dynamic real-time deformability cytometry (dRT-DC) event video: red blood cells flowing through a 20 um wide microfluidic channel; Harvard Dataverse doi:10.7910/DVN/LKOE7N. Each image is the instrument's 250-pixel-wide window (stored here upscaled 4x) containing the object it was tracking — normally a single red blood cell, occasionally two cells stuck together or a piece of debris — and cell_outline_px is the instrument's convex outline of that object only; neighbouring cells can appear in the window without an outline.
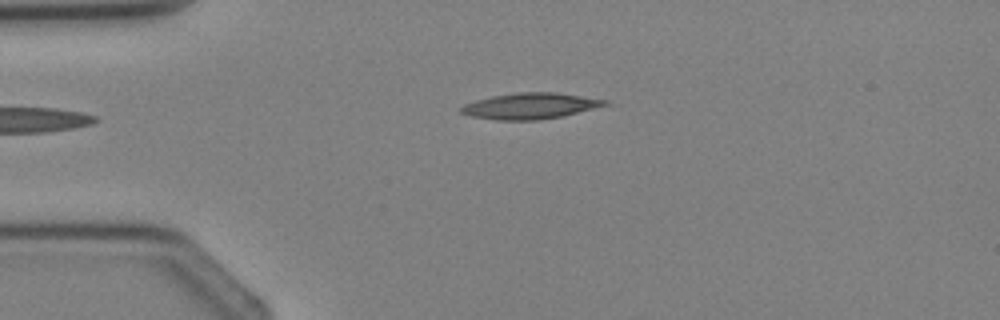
{"species": "Egyptian fruit bat (a non-hibernating species)", "species_latin": "Rousettus aegyptiacus", "temperature_condition": "cold", "stored_images_in_passage": 2, "camera_frame_rate_fps": 3000, "um_per_image_px": 0.085, "animal": {"sex": "female"}, "frame": {"image": 1, "passage_image": 1, "time_ms": 0.0, "image_size_px": [1000, 320], "cell_outline_px": [[608, 104], [564, 116], [540, 120], [496, 120], [472, 116], [460, 112], [460, 108], [464, 104], [476, 100], [492, 96], [520, 92], [556, 92], [608, 100]], "centroid_in_image_um": [45.06, 9.01], "position_along_channel_um": 39.9, "area_um2": 21.68}}